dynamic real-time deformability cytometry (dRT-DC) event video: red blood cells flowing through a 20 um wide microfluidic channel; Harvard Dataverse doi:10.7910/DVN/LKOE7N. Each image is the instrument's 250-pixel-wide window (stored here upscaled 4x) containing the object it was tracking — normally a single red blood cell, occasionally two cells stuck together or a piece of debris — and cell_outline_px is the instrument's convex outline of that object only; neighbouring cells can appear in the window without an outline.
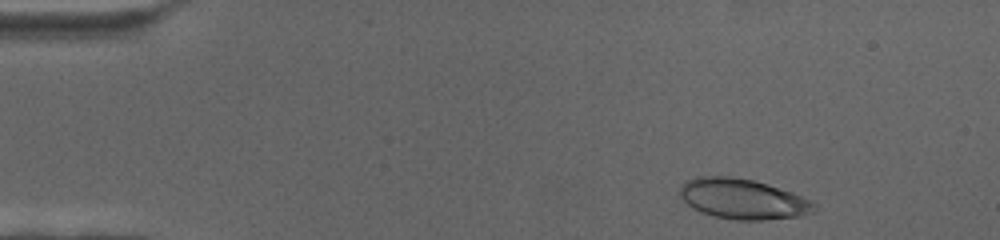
{"species": "human", "species_latin": "Homo sapiens", "temperature_condition": "cold", "stored_images_in_passage": 62, "camera_frame_rate_fps": 3000, "um_per_image_px": 0.085, "donor": {"sex": "female"}, "frame": {"image": 1, "passage_image": 3, "time_ms": 0.667, "image_size_px": [1000, 240], "cell_outline_px": [[816, 208], [812, 212], [800, 216], [764, 220], [736, 220], [712, 216], [700, 212], [692, 208], [680, 196], [680, 188], [684, 180], [700, 176], [728, 176], [752, 180], [768, 184], [792, 192], [812, 200], [816, 204]], "centroid_in_image_um": [63.13, 16.91], "position_along_channel_um": 21.9, "area_um2": 31.67}}
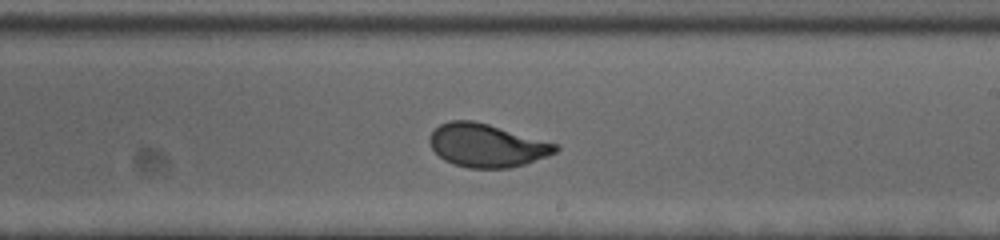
{"frame": {"image": 2, "passage_image": 35, "time_ms": 11.333, "image_size_px": [1000, 240], "cell_outline_px": [[560, 148], [556, 152], [548, 156], [524, 164], [508, 168], [468, 168], [452, 164], [444, 160], [428, 144], [428, 136], [440, 124], [448, 120], [472, 120], [488, 124], [560, 144]], "centroid_in_image_um": [41.37, 12.36], "position_along_channel_um": 247.6, "area_um2": 31.91}}
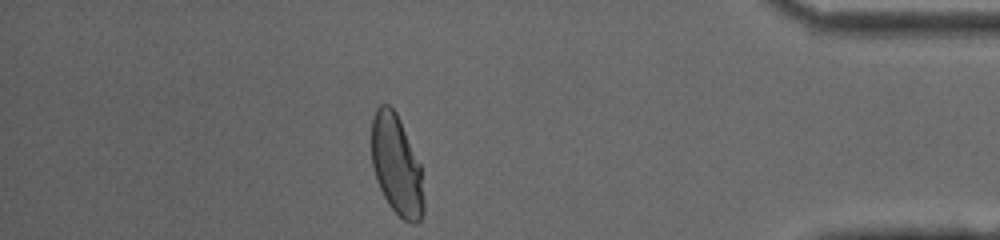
{"frame": {"image": 3, "passage_image": 54, "time_ms": 17.667, "image_size_px": [1000, 240], "cell_outline_px": [[424, 212], [420, 220], [416, 224], [412, 224], [404, 220], [388, 204], [376, 180], [372, 164], [372, 120], [376, 108], [380, 104], [388, 104], [396, 112], [400, 120], [420, 164], [424, 200]], "centroid_in_image_um": [33.71, 14.06], "position_along_channel_um": 401.5, "area_um2": 30.35}}